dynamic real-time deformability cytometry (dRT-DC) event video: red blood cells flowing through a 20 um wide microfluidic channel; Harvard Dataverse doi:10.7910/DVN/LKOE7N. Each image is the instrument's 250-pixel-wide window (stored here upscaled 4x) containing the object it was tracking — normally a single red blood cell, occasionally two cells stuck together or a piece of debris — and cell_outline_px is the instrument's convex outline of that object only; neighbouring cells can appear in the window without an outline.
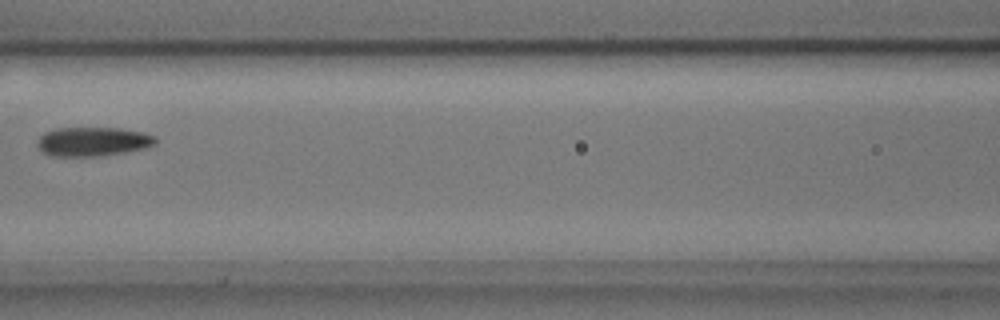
{"species": "common noctule bat (a hibernating species)", "species_latin": "Nyctalus noctula", "temperature_condition": "cold", "stored_images_in_passage": 9, "camera_frame_rate_fps": 3000, "um_per_image_px": 0.085, "animal": {"sex": "male", "body_mass_g": 17.9, "forearm_length_mm": 54.2}, "frame": {"image": 1, "passage_image": 6, "time_ms": 1.667, "image_size_px": [1000, 320], "cell_outline_px": [[156, 144], [148, 148], [100, 156], [52, 156], [44, 152], [36, 144], [36, 140], [44, 132], [56, 128], [120, 128], [140, 132], [156, 136]], "centroid_in_image_um": [7.89, 12.03], "position_along_channel_um": 158.7, "area_um2": 20.11}}
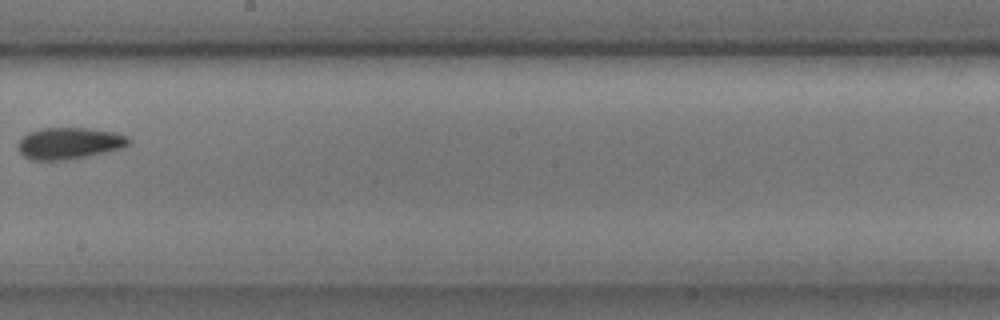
{"frame": {"image": 2, "passage_image": 8, "time_ms": 2.333, "image_size_px": [1000, 320], "cell_outline_px": [[132, 140], [128, 144], [120, 148], [108, 152], [88, 156], [64, 160], [32, 160], [24, 156], [16, 148], [20, 140], [28, 132], [40, 128], [88, 128], [116, 132], [128, 136]], "centroid_in_image_um": [5.89, 12.17], "position_along_channel_um": 242.3, "area_um2": 20.52}}
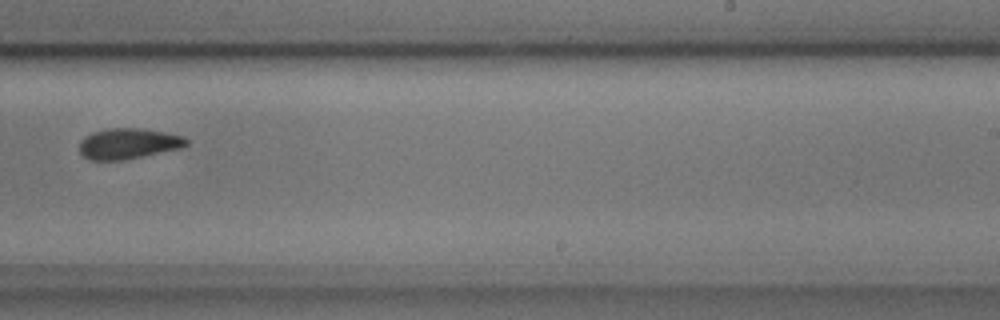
{"frame": {"image": 3, "passage_image": 9, "time_ms": 2.667, "image_size_px": [1000, 320], "cell_outline_px": [[188, 144], [184, 148], [124, 160], [88, 160], [80, 152], [80, 140], [84, 136], [92, 132], [108, 128], [144, 128], [168, 132], [184, 136], [188, 140]], "centroid_in_image_um": [10.95, 12.2], "position_along_channel_um": 278.1, "area_um2": 19.54}}